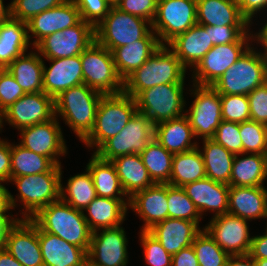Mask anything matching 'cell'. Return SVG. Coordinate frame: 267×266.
Here are the masks:
<instances>
[{
	"label": "cell",
	"mask_w": 267,
	"mask_h": 266,
	"mask_svg": "<svg viewBox=\"0 0 267 266\" xmlns=\"http://www.w3.org/2000/svg\"><path fill=\"white\" fill-rule=\"evenodd\" d=\"M186 69L167 45L124 80L123 92L135 98L141 91L162 84H185Z\"/></svg>",
	"instance_id": "7a4b0ae2"
},
{
	"label": "cell",
	"mask_w": 267,
	"mask_h": 266,
	"mask_svg": "<svg viewBox=\"0 0 267 266\" xmlns=\"http://www.w3.org/2000/svg\"><path fill=\"white\" fill-rule=\"evenodd\" d=\"M85 171V173L70 177L66 186H63L61 179L60 198L71 207L81 211H84L97 197L92 175L87 168Z\"/></svg>",
	"instance_id": "ab89813d"
},
{
	"label": "cell",
	"mask_w": 267,
	"mask_h": 266,
	"mask_svg": "<svg viewBox=\"0 0 267 266\" xmlns=\"http://www.w3.org/2000/svg\"><path fill=\"white\" fill-rule=\"evenodd\" d=\"M172 266H199L197 256L192 245L181 249L172 255Z\"/></svg>",
	"instance_id": "680465c9"
},
{
	"label": "cell",
	"mask_w": 267,
	"mask_h": 266,
	"mask_svg": "<svg viewBox=\"0 0 267 266\" xmlns=\"http://www.w3.org/2000/svg\"><path fill=\"white\" fill-rule=\"evenodd\" d=\"M211 139L234 154H242V139L239 123L223 120Z\"/></svg>",
	"instance_id": "c3c4849f"
},
{
	"label": "cell",
	"mask_w": 267,
	"mask_h": 266,
	"mask_svg": "<svg viewBox=\"0 0 267 266\" xmlns=\"http://www.w3.org/2000/svg\"><path fill=\"white\" fill-rule=\"evenodd\" d=\"M241 14L252 24L253 17L267 8V0H236ZM259 11V12H258Z\"/></svg>",
	"instance_id": "9f6ffc18"
},
{
	"label": "cell",
	"mask_w": 267,
	"mask_h": 266,
	"mask_svg": "<svg viewBox=\"0 0 267 266\" xmlns=\"http://www.w3.org/2000/svg\"><path fill=\"white\" fill-rule=\"evenodd\" d=\"M167 45L186 70L187 67L194 69L214 46L210 37V25L196 24Z\"/></svg>",
	"instance_id": "603a6c76"
},
{
	"label": "cell",
	"mask_w": 267,
	"mask_h": 266,
	"mask_svg": "<svg viewBox=\"0 0 267 266\" xmlns=\"http://www.w3.org/2000/svg\"><path fill=\"white\" fill-rule=\"evenodd\" d=\"M193 137L195 138L194 133L185 115L154 126V138L173 154L196 148L199 143L197 141L191 143Z\"/></svg>",
	"instance_id": "1f68e13d"
},
{
	"label": "cell",
	"mask_w": 267,
	"mask_h": 266,
	"mask_svg": "<svg viewBox=\"0 0 267 266\" xmlns=\"http://www.w3.org/2000/svg\"><path fill=\"white\" fill-rule=\"evenodd\" d=\"M184 85L162 84L141 91L135 97L138 112L146 115L154 126L184 116Z\"/></svg>",
	"instance_id": "9c48e42d"
},
{
	"label": "cell",
	"mask_w": 267,
	"mask_h": 266,
	"mask_svg": "<svg viewBox=\"0 0 267 266\" xmlns=\"http://www.w3.org/2000/svg\"><path fill=\"white\" fill-rule=\"evenodd\" d=\"M226 266H255V261L249 254L234 255L228 257Z\"/></svg>",
	"instance_id": "94428289"
},
{
	"label": "cell",
	"mask_w": 267,
	"mask_h": 266,
	"mask_svg": "<svg viewBox=\"0 0 267 266\" xmlns=\"http://www.w3.org/2000/svg\"><path fill=\"white\" fill-rule=\"evenodd\" d=\"M52 64L43 66V92L53 99L63 91L84 83L80 55L68 58L46 59Z\"/></svg>",
	"instance_id": "44dd1931"
},
{
	"label": "cell",
	"mask_w": 267,
	"mask_h": 266,
	"mask_svg": "<svg viewBox=\"0 0 267 266\" xmlns=\"http://www.w3.org/2000/svg\"><path fill=\"white\" fill-rule=\"evenodd\" d=\"M129 208L140 216L144 224L140 230L148 231L168 218L167 183H154L129 198Z\"/></svg>",
	"instance_id": "7402d4cb"
},
{
	"label": "cell",
	"mask_w": 267,
	"mask_h": 266,
	"mask_svg": "<svg viewBox=\"0 0 267 266\" xmlns=\"http://www.w3.org/2000/svg\"><path fill=\"white\" fill-rule=\"evenodd\" d=\"M27 23L13 18L0 22V69H6L31 45ZM30 43V44H29Z\"/></svg>",
	"instance_id": "4dcf8cb0"
},
{
	"label": "cell",
	"mask_w": 267,
	"mask_h": 266,
	"mask_svg": "<svg viewBox=\"0 0 267 266\" xmlns=\"http://www.w3.org/2000/svg\"><path fill=\"white\" fill-rule=\"evenodd\" d=\"M182 188L201 217L208 210L215 213L213 217L228 213L229 185L205 177L188 183Z\"/></svg>",
	"instance_id": "cb8c5ba5"
},
{
	"label": "cell",
	"mask_w": 267,
	"mask_h": 266,
	"mask_svg": "<svg viewBox=\"0 0 267 266\" xmlns=\"http://www.w3.org/2000/svg\"><path fill=\"white\" fill-rule=\"evenodd\" d=\"M153 138L154 125L146 115L137 111L120 133L107 139L93 153L106 161L128 154H141Z\"/></svg>",
	"instance_id": "30bf717a"
},
{
	"label": "cell",
	"mask_w": 267,
	"mask_h": 266,
	"mask_svg": "<svg viewBox=\"0 0 267 266\" xmlns=\"http://www.w3.org/2000/svg\"><path fill=\"white\" fill-rule=\"evenodd\" d=\"M80 12L77 9L74 0H65L57 7L50 8L27 22L28 32L35 37L31 43L34 47L46 36L66 28L77 25L81 21Z\"/></svg>",
	"instance_id": "ffe728a7"
},
{
	"label": "cell",
	"mask_w": 267,
	"mask_h": 266,
	"mask_svg": "<svg viewBox=\"0 0 267 266\" xmlns=\"http://www.w3.org/2000/svg\"><path fill=\"white\" fill-rule=\"evenodd\" d=\"M196 24V0H158L152 30L161 45H167Z\"/></svg>",
	"instance_id": "8fae6325"
},
{
	"label": "cell",
	"mask_w": 267,
	"mask_h": 266,
	"mask_svg": "<svg viewBox=\"0 0 267 266\" xmlns=\"http://www.w3.org/2000/svg\"><path fill=\"white\" fill-rule=\"evenodd\" d=\"M139 233L146 263L151 266H172V255L167 253L159 241L149 231L141 230Z\"/></svg>",
	"instance_id": "7dc6e473"
},
{
	"label": "cell",
	"mask_w": 267,
	"mask_h": 266,
	"mask_svg": "<svg viewBox=\"0 0 267 266\" xmlns=\"http://www.w3.org/2000/svg\"><path fill=\"white\" fill-rule=\"evenodd\" d=\"M199 222L167 218L148 231L159 241L170 255L192 245L194 238L203 230Z\"/></svg>",
	"instance_id": "d4e9b609"
},
{
	"label": "cell",
	"mask_w": 267,
	"mask_h": 266,
	"mask_svg": "<svg viewBox=\"0 0 267 266\" xmlns=\"http://www.w3.org/2000/svg\"><path fill=\"white\" fill-rule=\"evenodd\" d=\"M111 162L116 168L126 198H131L136 192L154 184L147 168L143 164L140 154L133 153L120 156Z\"/></svg>",
	"instance_id": "d6a6232c"
},
{
	"label": "cell",
	"mask_w": 267,
	"mask_h": 266,
	"mask_svg": "<svg viewBox=\"0 0 267 266\" xmlns=\"http://www.w3.org/2000/svg\"><path fill=\"white\" fill-rule=\"evenodd\" d=\"M103 95L84 83L71 87L54 99L55 116H61L65 124L83 141L93 129Z\"/></svg>",
	"instance_id": "3957f363"
},
{
	"label": "cell",
	"mask_w": 267,
	"mask_h": 266,
	"mask_svg": "<svg viewBox=\"0 0 267 266\" xmlns=\"http://www.w3.org/2000/svg\"><path fill=\"white\" fill-rule=\"evenodd\" d=\"M38 239L44 266H79L87 259L82 248L39 228Z\"/></svg>",
	"instance_id": "83f0119b"
},
{
	"label": "cell",
	"mask_w": 267,
	"mask_h": 266,
	"mask_svg": "<svg viewBox=\"0 0 267 266\" xmlns=\"http://www.w3.org/2000/svg\"><path fill=\"white\" fill-rule=\"evenodd\" d=\"M61 178L62 171L10 177L23 205L22 219H31L40 209L60 199Z\"/></svg>",
	"instance_id": "ba28073f"
},
{
	"label": "cell",
	"mask_w": 267,
	"mask_h": 266,
	"mask_svg": "<svg viewBox=\"0 0 267 266\" xmlns=\"http://www.w3.org/2000/svg\"><path fill=\"white\" fill-rule=\"evenodd\" d=\"M192 247L195 250L199 266H226L229 255L204 228L194 238Z\"/></svg>",
	"instance_id": "b9f144b4"
},
{
	"label": "cell",
	"mask_w": 267,
	"mask_h": 266,
	"mask_svg": "<svg viewBox=\"0 0 267 266\" xmlns=\"http://www.w3.org/2000/svg\"><path fill=\"white\" fill-rule=\"evenodd\" d=\"M250 120L267 125V82L256 87L248 95Z\"/></svg>",
	"instance_id": "816d5d0a"
},
{
	"label": "cell",
	"mask_w": 267,
	"mask_h": 266,
	"mask_svg": "<svg viewBox=\"0 0 267 266\" xmlns=\"http://www.w3.org/2000/svg\"><path fill=\"white\" fill-rule=\"evenodd\" d=\"M129 198L113 199L96 197L84 211V217L92 232L99 229L115 228L121 226L126 219Z\"/></svg>",
	"instance_id": "f1b7e54d"
},
{
	"label": "cell",
	"mask_w": 267,
	"mask_h": 266,
	"mask_svg": "<svg viewBox=\"0 0 267 266\" xmlns=\"http://www.w3.org/2000/svg\"><path fill=\"white\" fill-rule=\"evenodd\" d=\"M0 266H23L5 248L0 250Z\"/></svg>",
	"instance_id": "be15d7a7"
},
{
	"label": "cell",
	"mask_w": 267,
	"mask_h": 266,
	"mask_svg": "<svg viewBox=\"0 0 267 266\" xmlns=\"http://www.w3.org/2000/svg\"><path fill=\"white\" fill-rule=\"evenodd\" d=\"M168 218L200 222L201 217L194 203L182 187L167 183Z\"/></svg>",
	"instance_id": "7bdbcfd3"
},
{
	"label": "cell",
	"mask_w": 267,
	"mask_h": 266,
	"mask_svg": "<svg viewBox=\"0 0 267 266\" xmlns=\"http://www.w3.org/2000/svg\"><path fill=\"white\" fill-rule=\"evenodd\" d=\"M253 259H267V232L263 235L252 236L248 253Z\"/></svg>",
	"instance_id": "91938a15"
},
{
	"label": "cell",
	"mask_w": 267,
	"mask_h": 266,
	"mask_svg": "<svg viewBox=\"0 0 267 266\" xmlns=\"http://www.w3.org/2000/svg\"><path fill=\"white\" fill-rule=\"evenodd\" d=\"M79 266H95L88 259L83 261Z\"/></svg>",
	"instance_id": "2644e50d"
},
{
	"label": "cell",
	"mask_w": 267,
	"mask_h": 266,
	"mask_svg": "<svg viewBox=\"0 0 267 266\" xmlns=\"http://www.w3.org/2000/svg\"><path fill=\"white\" fill-rule=\"evenodd\" d=\"M86 168L92 175L98 197L125 199L126 194L120 184L116 168L111 161L100 159L93 153Z\"/></svg>",
	"instance_id": "8d00e7d4"
},
{
	"label": "cell",
	"mask_w": 267,
	"mask_h": 266,
	"mask_svg": "<svg viewBox=\"0 0 267 266\" xmlns=\"http://www.w3.org/2000/svg\"><path fill=\"white\" fill-rule=\"evenodd\" d=\"M137 111L135 98L124 92L103 95L93 129L82 142L97 150L107 139L120 133Z\"/></svg>",
	"instance_id": "277c9868"
},
{
	"label": "cell",
	"mask_w": 267,
	"mask_h": 266,
	"mask_svg": "<svg viewBox=\"0 0 267 266\" xmlns=\"http://www.w3.org/2000/svg\"><path fill=\"white\" fill-rule=\"evenodd\" d=\"M65 0H13L11 18L27 23L34 16L59 6Z\"/></svg>",
	"instance_id": "f6af8a7d"
},
{
	"label": "cell",
	"mask_w": 267,
	"mask_h": 266,
	"mask_svg": "<svg viewBox=\"0 0 267 266\" xmlns=\"http://www.w3.org/2000/svg\"><path fill=\"white\" fill-rule=\"evenodd\" d=\"M151 31V22L117 7H111L108 15L94 28L95 41L110 51L143 39Z\"/></svg>",
	"instance_id": "8992f818"
},
{
	"label": "cell",
	"mask_w": 267,
	"mask_h": 266,
	"mask_svg": "<svg viewBox=\"0 0 267 266\" xmlns=\"http://www.w3.org/2000/svg\"><path fill=\"white\" fill-rule=\"evenodd\" d=\"M124 230L118 226L92 232L87 259L95 266H127L128 239Z\"/></svg>",
	"instance_id": "ac0fdd59"
},
{
	"label": "cell",
	"mask_w": 267,
	"mask_h": 266,
	"mask_svg": "<svg viewBox=\"0 0 267 266\" xmlns=\"http://www.w3.org/2000/svg\"><path fill=\"white\" fill-rule=\"evenodd\" d=\"M242 156L239 157V156ZM247 155V156H243ZM267 179V155L257 153L235 154L230 176V186H264Z\"/></svg>",
	"instance_id": "836d02e7"
},
{
	"label": "cell",
	"mask_w": 267,
	"mask_h": 266,
	"mask_svg": "<svg viewBox=\"0 0 267 266\" xmlns=\"http://www.w3.org/2000/svg\"><path fill=\"white\" fill-rule=\"evenodd\" d=\"M253 32H247L237 42L214 45L193 71V84L212 86L234 64L255 40ZM252 34V35H251Z\"/></svg>",
	"instance_id": "7c38bea8"
},
{
	"label": "cell",
	"mask_w": 267,
	"mask_h": 266,
	"mask_svg": "<svg viewBox=\"0 0 267 266\" xmlns=\"http://www.w3.org/2000/svg\"><path fill=\"white\" fill-rule=\"evenodd\" d=\"M158 0H121L116 6L121 11L139 16L147 21H153Z\"/></svg>",
	"instance_id": "f5cc1de1"
},
{
	"label": "cell",
	"mask_w": 267,
	"mask_h": 266,
	"mask_svg": "<svg viewBox=\"0 0 267 266\" xmlns=\"http://www.w3.org/2000/svg\"><path fill=\"white\" fill-rule=\"evenodd\" d=\"M11 18V4L4 6L3 0H0V22Z\"/></svg>",
	"instance_id": "e7e4bbea"
},
{
	"label": "cell",
	"mask_w": 267,
	"mask_h": 266,
	"mask_svg": "<svg viewBox=\"0 0 267 266\" xmlns=\"http://www.w3.org/2000/svg\"><path fill=\"white\" fill-rule=\"evenodd\" d=\"M112 7H116L121 0H107Z\"/></svg>",
	"instance_id": "89a4df30"
},
{
	"label": "cell",
	"mask_w": 267,
	"mask_h": 266,
	"mask_svg": "<svg viewBox=\"0 0 267 266\" xmlns=\"http://www.w3.org/2000/svg\"><path fill=\"white\" fill-rule=\"evenodd\" d=\"M242 153L267 155V125L247 120L239 123Z\"/></svg>",
	"instance_id": "ee69618b"
},
{
	"label": "cell",
	"mask_w": 267,
	"mask_h": 266,
	"mask_svg": "<svg viewBox=\"0 0 267 266\" xmlns=\"http://www.w3.org/2000/svg\"><path fill=\"white\" fill-rule=\"evenodd\" d=\"M84 84L107 94L123 92L124 81L118 74L112 52L94 41L80 55Z\"/></svg>",
	"instance_id": "52a82bcc"
},
{
	"label": "cell",
	"mask_w": 267,
	"mask_h": 266,
	"mask_svg": "<svg viewBox=\"0 0 267 266\" xmlns=\"http://www.w3.org/2000/svg\"><path fill=\"white\" fill-rule=\"evenodd\" d=\"M254 36H267V23L262 26V29L259 30L258 33L254 34Z\"/></svg>",
	"instance_id": "003e7915"
},
{
	"label": "cell",
	"mask_w": 267,
	"mask_h": 266,
	"mask_svg": "<svg viewBox=\"0 0 267 266\" xmlns=\"http://www.w3.org/2000/svg\"><path fill=\"white\" fill-rule=\"evenodd\" d=\"M81 19L94 28L108 15L111 5L107 0H74Z\"/></svg>",
	"instance_id": "681fc988"
},
{
	"label": "cell",
	"mask_w": 267,
	"mask_h": 266,
	"mask_svg": "<svg viewBox=\"0 0 267 266\" xmlns=\"http://www.w3.org/2000/svg\"><path fill=\"white\" fill-rule=\"evenodd\" d=\"M24 94L23 89L7 69H0V113Z\"/></svg>",
	"instance_id": "f907efd6"
},
{
	"label": "cell",
	"mask_w": 267,
	"mask_h": 266,
	"mask_svg": "<svg viewBox=\"0 0 267 266\" xmlns=\"http://www.w3.org/2000/svg\"><path fill=\"white\" fill-rule=\"evenodd\" d=\"M192 87L189 91L194 101L185 116L196 138L210 139L223 121L220 94L212 86L193 84Z\"/></svg>",
	"instance_id": "4fadbf2b"
},
{
	"label": "cell",
	"mask_w": 267,
	"mask_h": 266,
	"mask_svg": "<svg viewBox=\"0 0 267 266\" xmlns=\"http://www.w3.org/2000/svg\"><path fill=\"white\" fill-rule=\"evenodd\" d=\"M255 40L263 46L267 57V36H254Z\"/></svg>",
	"instance_id": "03108f58"
},
{
	"label": "cell",
	"mask_w": 267,
	"mask_h": 266,
	"mask_svg": "<svg viewBox=\"0 0 267 266\" xmlns=\"http://www.w3.org/2000/svg\"><path fill=\"white\" fill-rule=\"evenodd\" d=\"M19 219H2L0 218V250L6 246L7 234L9 229Z\"/></svg>",
	"instance_id": "6125c7cd"
},
{
	"label": "cell",
	"mask_w": 267,
	"mask_h": 266,
	"mask_svg": "<svg viewBox=\"0 0 267 266\" xmlns=\"http://www.w3.org/2000/svg\"><path fill=\"white\" fill-rule=\"evenodd\" d=\"M247 221L225 213L212 217L203 228L229 256L245 255L249 253L252 241Z\"/></svg>",
	"instance_id": "2e32d148"
},
{
	"label": "cell",
	"mask_w": 267,
	"mask_h": 266,
	"mask_svg": "<svg viewBox=\"0 0 267 266\" xmlns=\"http://www.w3.org/2000/svg\"><path fill=\"white\" fill-rule=\"evenodd\" d=\"M264 218H267V210H266V214H265V217ZM267 224V223H266ZM267 226V225H266ZM266 232H267V227H266Z\"/></svg>",
	"instance_id": "753ad0ef"
},
{
	"label": "cell",
	"mask_w": 267,
	"mask_h": 266,
	"mask_svg": "<svg viewBox=\"0 0 267 266\" xmlns=\"http://www.w3.org/2000/svg\"><path fill=\"white\" fill-rule=\"evenodd\" d=\"M30 220L40 230L57 235L88 252L92 231L84 211L71 207L61 198L40 209Z\"/></svg>",
	"instance_id": "6da1fadb"
},
{
	"label": "cell",
	"mask_w": 267,
	"mask_h": 266,
	"mask_svg": "<svg viewBox=\"0 0 267 266\" xmlns=\"http://www.w3.org/2000/svg\"><path fill=\"white\" fill-rule=\"evenodd\" d=\"M197 24L210 26H250L236 0H196Z\"/></svg>",
	"instance_id": "f546056e"
},
{
	"label": "cell",
	"mask_w": 267,
	"mask_h": 266,
	"mask_svg": "<svg viewBox=\"0 0 267 266\" xmlns=\"http://www.w3.org/2000/svg\"><path fill=\"white\" fill-rule=\"evenodd\" d=\"M203 158L206 177L215 182L230 186V176L235 154L225 149L214 140L203 139V148L200 150Z\"/></svg>",
	"instance_id": "d590c367"
},
{
	"label": "cell",
	"mask_w": 267,
	"mask_h": 266,
	"mask_svg": "<svg viewBox=\"0 0 267 266\" xmlns=\"http://www.w3.org/2000/svg\"><path fill=\"white\" fill-rule=\"evenodd\" d=\"M2 182L3 181L0 180V218L20 219L15 217L13 218L12 214L11 216L8 214V211L16 207V202H18V200L14 198V196L8 191V189L4 185H2Z\"/></svg>",
	"instance_id": "6f0895ef"
},
{
	"label": "cell",
	"mask_w": 267,
	"mask_h": 266,
	"mask_svg": "<svg viewBox=\"0 0 267 266\" xmlns=\"http://www.w3.org/2000/svg\"><path fill=\"white\" fill-rule=\"evenodd\" d=\"M205 177V166L199 146L186 152L174 154L168 184L183 187Z\"/></svg>",
	"instance_id": "f35d334b"
},
{
	"label": "cell",
	"mask_w": 267,
	"mask_h": 266,
	"mask_svg": "<svg viewBox=\"0 0 267 266\" xmlns=\"http://www.w3.org/2000/svg\"><path fill=\"white\" fill-rule=\"evenodd\" d=\"M2 130V125H1V113H0V131Z\"/></svg>",
	"instance_id": "8c879c8a"
},
{
	"label": "cell",
	"mask_w": 267,
	"mask_h": 266,
	"mask_svg": "<svg viewBox=\"0 0 267 266\" xmlns=\"http://www.w3.org/2000/svg\"><path fill=\"white\" fill-rule=\"evenodd\" d=\"M94 41V27L81 20L77 25L46 36L34 48L45 59L68 58L81 55Z\"/></svg>",
	"instance_id": "5bb4252c"
},
{
	"label": "cell",
	"mask_w": 267,
	"mask_h": 266,
	"mask_svg": "<svg viewBox=\"0 0 267 266\" xmlns=\"http://www.w3.org/2000/svg\"><path fill=\"white\" fill-rule=\"evenodd\" d=\"M267 210V188L264 186H229L228 213L248 221L262 219Z\"/></svg>",
	"instance_id": "4316f807"
},
{
	"label": "cell",
	"mask_w": 267,
	"mask_h": 266,
	"mask_svg": "<svg viewBox=\"0 0 267 266\" xmlns=\"http://www.w3.org/2000/svg\"><path fill=\"white\" fill-rule=\"evenodd\" d=\"M5 249L23 266H44L38 227L30 219H19L9 229Z\"/></svg>",
	"instance_id": "d6986e66"
},
{
	"label": "cell",
	"mask_w": 267,
	"mask_h": 266,
	"mask_svg": "<svg viewBox=\"0 0 267 266\" xmlns=\"http://www.w3.org/2000/svg\"><path fill=\"white\" fill-rule=\"evenodd\" d=\"M50 158L28 150L20 144H11V177L35 175L44 172H61Z\"/></svg>",
	"instance_id": "74e56055"
},
{
	"label": "cell",
	"mask_w": 267,
	"mask_h": 266,
	"mask_svg": "<svg viewBox=\"0 0 267 266\" xmlns=\"http://www.w3.org/2000/svg\"><path fill=\"white\" fill-rule=\"evenodd\" d=\"M11 177V143L0 138V180L10 182Z\"/></svg>",
	"instance_id": "11a10c76"
},
{
	"label": "cell",
	"mask_w": 267,
	"mask_h": 266,
	"mask_svg": "<svg viewBox=\"0 0 267 266\" xmlns=\"http://www.w3.org/2000/svg\"><path fill=\"white\" fill-rule=\"evenodd\" d=\"M255 266H267V259H254Z\"/></svg>",
	"instance_id": "a7ac6f4b"
},
{
	"label": "cell",
	"mask_w": 267,
	"mask_h": 266,
	"mask_svg": "<svg viewBox=\"0 0 267 266\" xmlns=\"http://www.w3.org/2000/svg\"><path fill=\"white\" fill-rule=\"evenodd\" d=\"M140 156L154 183H168L170 181L173 153L167 151L153 138Z\"/></svg>",
	"instance_id": "60d3db41"
},
{
	"label": "cell",
	"mask_w": 267,
	"mask_h": 266,
	"mask_svg": "<svg viewBox=\"0 0 267 266\" xmlns=\"http://www.w3.org/2000/svg\"><path fill=\"white\" fill-rule=\"evenodd\" d=\"M160 46L158 37L152 30L143 39L114 48L111 52L122 80L124 81L130 74L140 68Z\"/></svg>",
	"instance_id": "484cf974"
},
{
	"label": "cell",
	"mask_w": 267,
	"mask_h": 266,
	"mask_svg": "<svg viewBox=\"0 0 267 266\" xmlns=\"http://www.w3.org/2000/svg\"><path fill=\"white\" fill-rule=\"evenodd\" d=\"M55 116L54 99L44 92L25 93L1 113V125H9L21 130L46 122Z\"/></svg>",
	"instance_id": "9a60e30c"
},
{
	"label": "cell",
	"mask_w": 267,
	"mask_h": 266,
	"mask_svg": "<svg viewBox=\"0 0 267 266\" xmlns=\"http://www.w3.org/2000/svg\"><path fill=\"white\" fill-rule=\"evenodd\" d=\"M43 66L38 51H31L17 57L6 69L25 93H37L43 92Z\"/></svg>",
	"instance_id": "e575fe53"
},
{
	"label": "cell",
	"mask_w": 267,
	"mask_h": 266,
	"mask_svg": "<svg viewBox=\"0 0 267 266\" xmlns=\"http://www.w3.org/2000/svg\"><path fill=\"white\" fill-rule=\"evenodd\" d=\"M250 26H210V37L213 45H224L237 42L250 29Z\"/></svg>",
	"instance_id": "db71d44e"
},
{
	"label": "cell",
	"mask_w": 267,
	"mask_h": 266,
	"mask_svg": "<svg viewBox=\"0 0 267 266\" xmlns=\"http://www.w3.org/2000/svg\"><path fill=\"white\" fill-rule=\"evenodd\" d=\"M254 49L250 46L212 85L220 95H248L267 82L265 51Z\"/></svg>",
	"instance_id": "5b68a950"
},
{
	"label": "cell",
	"mask_w": 267,
	"mask_h": 266,
	"mask_svg": "<svg viewBox=\"0 0 267 266\" xmlns=\"http://www.w3.org/2000/svg\"><path fill=\"white\" fill-rule=\"evenodd\" d=\"M222 119L242 123L250 120V105L247 95H220Z\"/></svg>",
	"instance_id": "bcb514c9"
},
{
	"label": "cell",
	"mask_w": 267,
	"mask_h": 266,
	"mask_svg": "<svg viewBox=\"0 0 267 266\" xmlns=\"http://www.w3.org/2000/svg\"><path fill=\"white\" fill-rule=\"evenodd\" d=\"M58 121L54 116L46 122L21 129L19 144L34 153L50 158L56 165H61L58 157L67 154V145Z\"/></svg>",
	"instance_id": "e0dca14e"
}]
</instances>
